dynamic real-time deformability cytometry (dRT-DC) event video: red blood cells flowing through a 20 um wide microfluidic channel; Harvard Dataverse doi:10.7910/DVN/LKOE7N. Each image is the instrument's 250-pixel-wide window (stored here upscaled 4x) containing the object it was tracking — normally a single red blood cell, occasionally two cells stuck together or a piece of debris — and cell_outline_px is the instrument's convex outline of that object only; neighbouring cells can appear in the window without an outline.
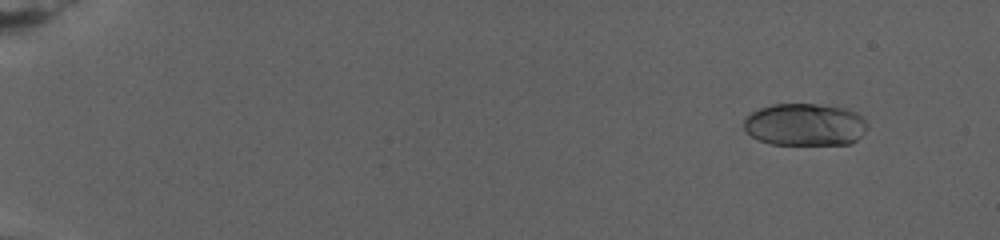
{"species": "human", "species_latin": "Homo sapiens", "temperature_condition": "warm", "stored_images_in_passage": 13, "camera_frame_rate_fps": 3000, "um_per_image_px": 0.085, "donor": {"sex": "female"}, "frame": {"image": 1, "passage_image": 1, "time_ms": 0.0, "image_size_px": [1000, 240], "cell_outline_px": [[868, 128], [852, 144], [772, 144], [760, 140], [752, 136], [744, 128], [744, 120], [752, 112], [760, 108], [772, 104], [820, 104], [848, 108], [864, 116], [868, 124]], "centroid_in_image_um": [68.48, 10.58], "position_along_channel_um": 16.5, "area_um2": 30.69}}
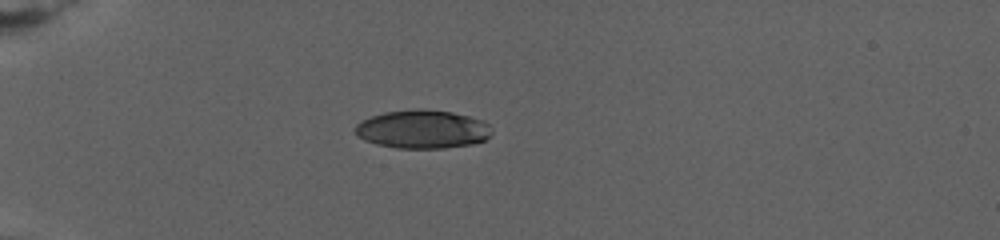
{"frame": {"image": 2, "passage_image": 10, "time_ms": 6.0, "image_size_px": [1000, 240], "cell_outline_px": [[492, 132], [484, 140], [472, 144], [444, 148], [396, 148], [376, 144], [364, 140], [356, 136], [352, 128], [360, 120], [384, 112], [452, 112], [484, 120], [492, 128]], "centroid_in_image_um": [35.88, 11.03], "position_along_channel_um": 49.1, "area_um2": 29.94}}
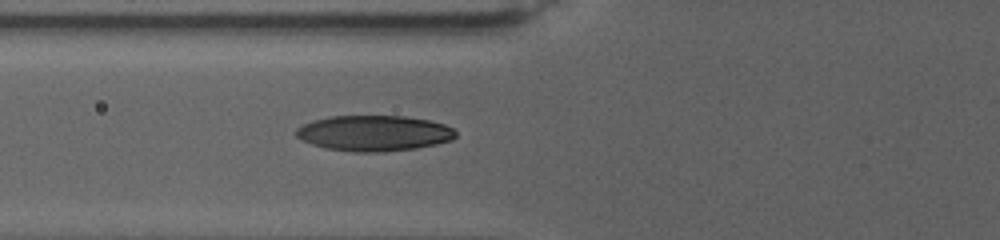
{"frame": {"image": 3, "passage_image": 13, "time_ms": 9.0, "image_size_px": [1000, 240], "cell_outline_px": [[456, 136], [452, 140], [436, 144], [416, 148], [384, 152], [352, 152], [324, 148], [300, 140], [296, 136], [296, 128], [312, 120], [328, 116], [404, 116], [428, 120], [444, 124], [452, 128], [456, 132]], "centroid_in_image_um": [31.76, 11.32], "position_along_channel_um": 94.0, "area_um2": 33.35}}